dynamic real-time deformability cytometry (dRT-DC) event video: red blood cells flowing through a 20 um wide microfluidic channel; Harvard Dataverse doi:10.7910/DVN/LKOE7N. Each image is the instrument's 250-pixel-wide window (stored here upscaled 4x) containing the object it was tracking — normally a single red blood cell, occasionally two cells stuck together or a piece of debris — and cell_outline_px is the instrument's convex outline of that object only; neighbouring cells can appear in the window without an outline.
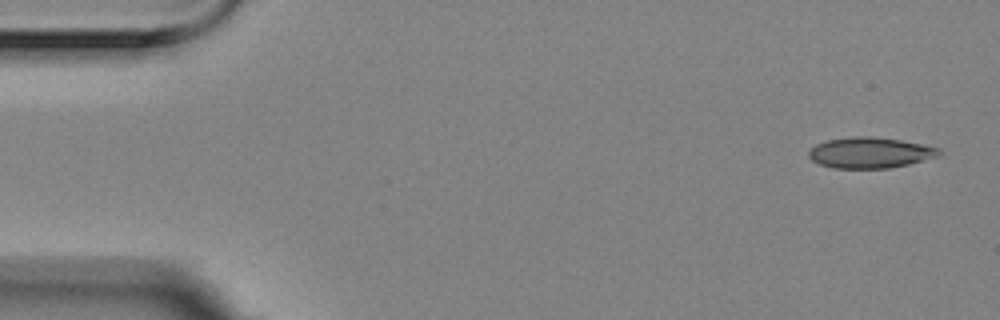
{"species": "Egyptian fruit bat (a non-hibernating species)", "species_latin": "Rousettus aegyptiacus", "temperature_condition": "room temperature", "stored_images_in_passage": 3, "camera_frame_rate_fps": 3000, "um_per_image_px": 0.085, "animal": {"sex": "female"}, "frame": {"image": 1, "passage_image": 1, "time_ms": 0.0, "image_size_px": [1000, 320], "cell_outline_px": [[940, 156], [908, 164], [888, 168], [832, 168], [820, 164], [812, 160], [808, 156], [808, 152], [816, 144], [828, 140], [852, 136], [872, 136], [900, 140], [940, 148]], "centroid_in_image_um": [73.94, 12.98], "position_along_channel_um": 11.1, "area_um2": 23.29}}